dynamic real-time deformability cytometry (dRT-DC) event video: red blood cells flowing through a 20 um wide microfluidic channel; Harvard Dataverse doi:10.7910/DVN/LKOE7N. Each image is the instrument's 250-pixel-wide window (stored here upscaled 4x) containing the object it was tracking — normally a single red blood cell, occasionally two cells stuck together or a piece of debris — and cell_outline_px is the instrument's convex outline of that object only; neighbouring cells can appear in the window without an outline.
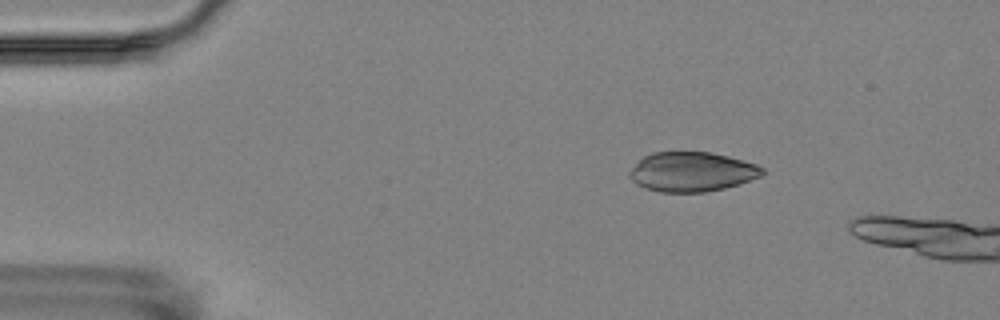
{"species": "Egyptian fruit bat (a non-hibernating species)", "species_latin": "Rousettus aegyptiacus", "temperature_condition": "room temperature", "stored_images_in_passage": 5, "camera_frame_rate_fps": 3000, "um_per_image_px": 0.085, "animal": {"sex": "female"}, "frame": {"image": 1, "passage_image": 3, "time_ms": 2.333, "image_size_px": [1000, 320], "cell_outline_px": [[764, 172], [760, 176], [740, 184], [724, 188], [704, 192], [660, 192], [644, 188], [636, 184], [628, 176], [628, 172], [644, 156], [652, 152], [712, 152], [728, 156], [756, 164], [764, 168]], "centroid_in_image_um": [58.79, 14.6], "position_along_channel_um": 26.2, "area_um2": 30.63}}